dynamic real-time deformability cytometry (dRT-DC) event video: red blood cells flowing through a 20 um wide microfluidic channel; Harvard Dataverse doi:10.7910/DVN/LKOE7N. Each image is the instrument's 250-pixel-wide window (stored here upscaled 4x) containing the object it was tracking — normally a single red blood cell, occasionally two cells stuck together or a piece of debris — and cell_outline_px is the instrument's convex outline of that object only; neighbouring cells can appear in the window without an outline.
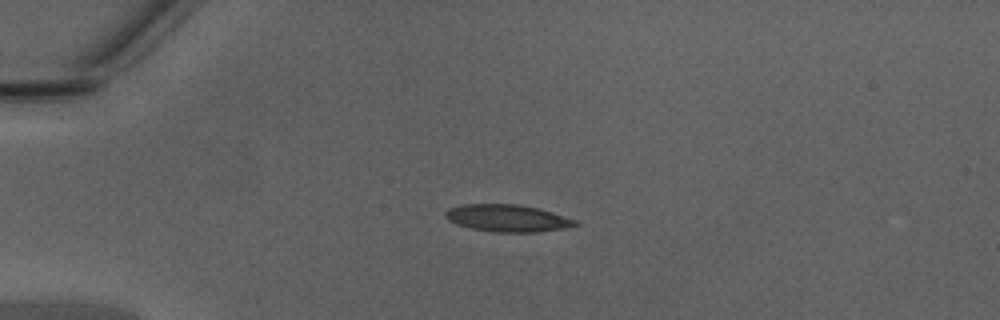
{"species": "Egyptian fruit bat (a non-hibernating species)", "species_latin": "Rousettus aegyptiacus", "temperature_condition": "warm", "stored_images_in_passage": 36, "camera_frame_rate_fps": 3000, "um_per_image_px": 0.085, "animal": {"sex": "male"}, "frame": {"image": 1, "passage_image": 1, "time_ms": 0.0, "image_size_px": [1000, 320], "cell_outline_px": [[580, 224], [564, 228], [536, 232], [496, 232], [472, 228], [456, 224], [448, 220], [444, 216], [444, 212], [448, 208], [464, 204], [516, 204], [540, 208], [576, 220]], "centroid_in_image_um": [43.11, 18.53], "position_along_channel_um": 41.9, "area_um2": 20.52}}
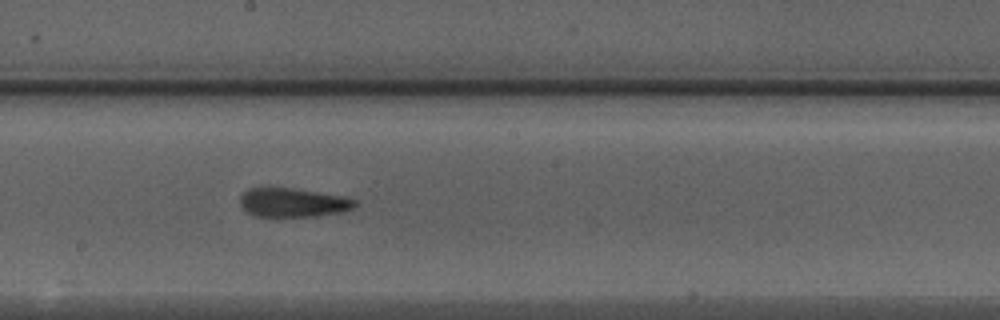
{"frame": {"image": 2, "passage_image": 16, "time_ms": 5.0, "image_size_px": [1000, 320], "cell_outline_px": [[356, 208], [344, 212], [316, 216], [256, 216], [248, 212], [240, 204], [240, 196], [248, 188], [296, 188], [344, 196], [356, 200]], "centroid_in_image_um": [24.96, 17.21], "position_along_channel_um": 223.2, "area_um2": 19.48}}
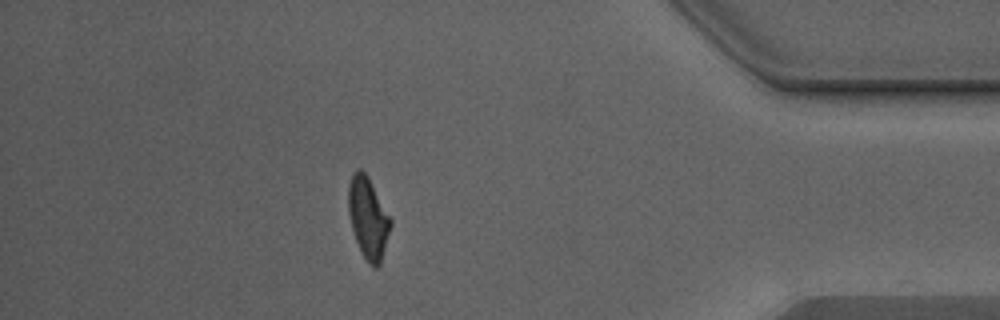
{"frame": {"image": 3, "passage_image": 31, "time_ms": 10.0, "image_size_px": [1000, 320], "cell_outline_px": [[392, 224], [380, 264], [376, 268], [372, 268], [368, 264], [356, 240], [352, 228], [348, 212], [348, 188], [352, 172], [356, 168], [360, 168], [368, 176], [392, 220]], "centroid_in_image_um": [31.29, 18.5], "position_along_channel_um": 403.9, "area_um2": 20.0}, "authors_computed_cell_mechanics": {"area_um2": 20.2589, "velocity_mm_per_s": 4.3627, "shape_relaxation_time_tau1_ms": null, "shape_relaxation_time_tau2_ms": 2.2219, "deformation_change_tau1": null, "deformation_change_tau2": 0.1212}}